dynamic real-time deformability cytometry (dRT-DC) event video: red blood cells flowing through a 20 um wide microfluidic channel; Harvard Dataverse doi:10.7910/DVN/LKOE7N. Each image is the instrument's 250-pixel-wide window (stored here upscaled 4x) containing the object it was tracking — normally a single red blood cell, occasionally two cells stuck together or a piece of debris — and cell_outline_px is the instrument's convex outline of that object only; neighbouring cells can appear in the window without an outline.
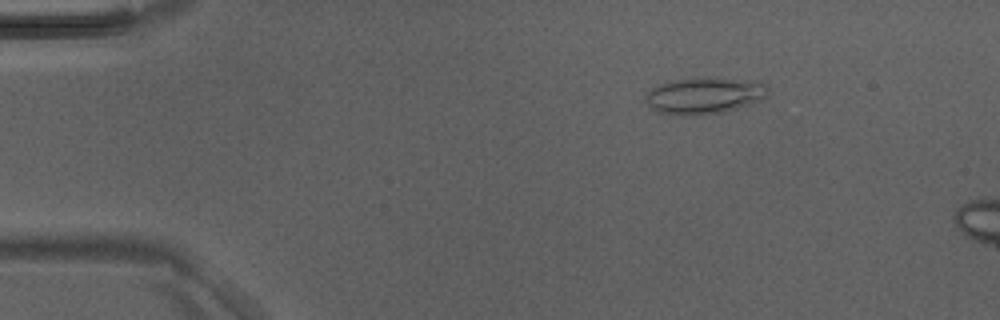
{"species": "Egyptian fruit bat (a non-hibernating species)", "species_latin": "Rousettus aegyptiacus", "temperature_condition": "room temperature", "stored_images_in_passage": 5, "camera_frame_rate_fps": 3000, "um_per_image_px": 0.085, "animal": {"sex": "male"}, "frame": {"image": 1, "passage_image": 2, "time_ms": 0.333, "image_size_px": [1000, 320], "cell_outline_px": [[768, 96], [760, 100], [724, 112], [696, 116], [680, 116], [656, 112], [644, 100], [644, 96], [652, 88], [668, 80], [700, 76], [704, 76], [760, 80], [768, 84]], "centroid_in_image_um": [59.88, 8.1], "position_along_channel_um": 25.1, "area_um2": 27.11}}